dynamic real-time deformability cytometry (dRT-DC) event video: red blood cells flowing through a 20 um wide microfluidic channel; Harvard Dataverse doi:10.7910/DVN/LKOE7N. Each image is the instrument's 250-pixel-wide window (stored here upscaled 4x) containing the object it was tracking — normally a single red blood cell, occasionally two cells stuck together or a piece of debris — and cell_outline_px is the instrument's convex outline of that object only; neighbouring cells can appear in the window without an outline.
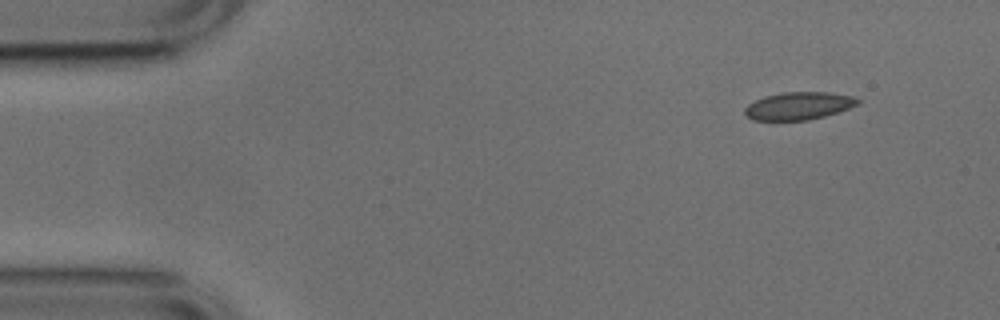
{"species": "common noctule bat (a hibernating species)", "species_latin": "Nyctalus noctula", "temperature_condition": "cold", "stored_images_in_passage": 49, "camera_frame_rate_fps": 3000, "um_per_image_px": 0.085, "animal": {"sex": "male", "body_mass_g": 17.9, "forearm_length_mm": 54.2}, "frame": {"image": 1, "passage_image": 1, "time_ms": 0.0, "image_size_px": [1000, 320], "cell_outline_px": [[860, 100], [856, 104], [848, 108], [824, 116], [808, 120], [752, 120], [744, 112], [744, 108], [748, 104], [764, 96], [784, 92], [828, 92], [856, 96]], "centroid_in_image_um": [67.87, 8.99], "position_along_channel_um": 17.1, "area_um2": 18.09}}
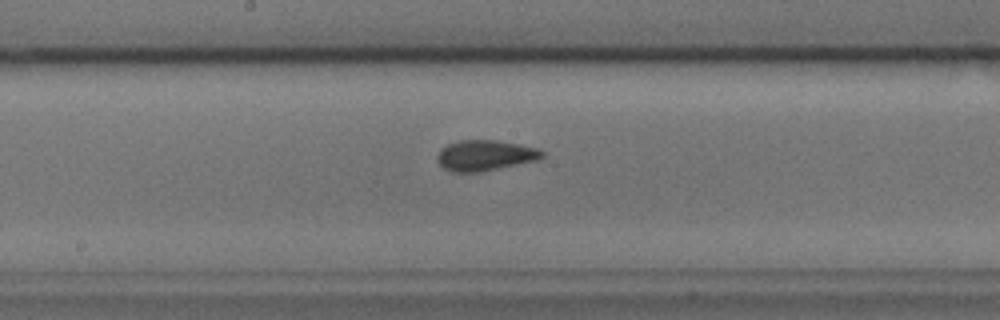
{"frame": {"image": 2, "passage_image": 23, "time_ms": 7.333, "image_size_px": [1000, 320], "cell_outline_px": [[544, 156], [536, 160], [480, 172], [452, 172], [444, 168], [436, 160], [436, 156], [440, 148], [448, 144], [460, 140], [496, 140], [536, 148], [544, 152]], "centroid_in_image_um": [41.17, 13.21], "position_along_channel_um": 207.0, "area_um2": 18.55}}
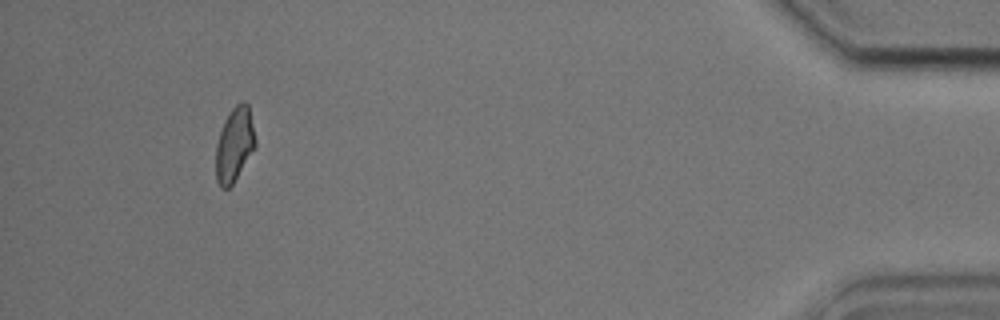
{"frame": {"image": 3, "passage_image": 45, "time_ms": 14.667, "image_size_px": [1000, 320], "cell_outline_px": [[256, 148], [232, 184], [228, 188], [220, 188], [216, 180], [216, 144], [224, 120], [232, 108], [240, 100], [244, 100], [248, 104], [256, 140]], "centroid_in_image_um": [19.94, 12.27], "position_along_channel_um": 415.3, "area_um2": 17.22}, "authors_computed_cell_mechanics": {"area_um2": 18.1492, "velocity_mm_per_s": 3.7785, "shape_relaxation_time_tau1_ms": 5.3106, "shape_relaxation_time_tau2_ms": 3.0323, "deformation_change_tau1": 0.0899, "deformation_change_tau2": 0.0461}}